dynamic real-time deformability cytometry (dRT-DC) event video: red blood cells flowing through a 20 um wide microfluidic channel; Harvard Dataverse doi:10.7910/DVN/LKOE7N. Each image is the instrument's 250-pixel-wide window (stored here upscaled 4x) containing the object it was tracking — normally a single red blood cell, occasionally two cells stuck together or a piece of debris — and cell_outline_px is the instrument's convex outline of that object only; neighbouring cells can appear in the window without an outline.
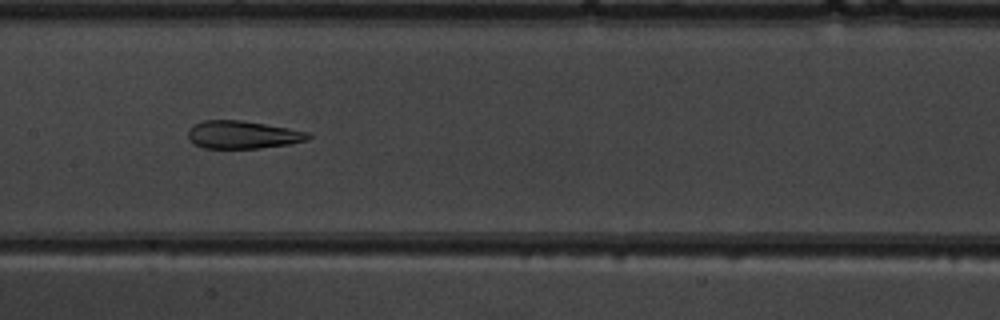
{"species": "common noctule bat (a hibernating species)", "species_latin": "Nyctalus noctula", "temperature_condition": "warm", "stored_images_in_passage": 46, "camera_frame_rate_fps": 3000, "um_per_image_px": 0.085, "animal": {"sex": "male", "body_mass_g": 19.5, "forearm_length_mm": 54.6}, "frame": {"image": 1, "passage_image": 21, "time_ms": 6.667, "image_size_px": [1000, 320], "cell_outline_px": [[312, 136], [308, 140], [288, 144], [260, 148], [204, 148], [196, 144], [188, 136], [188, 128], [192, 124], [204, 120], [240, 120], [312, 132]], "centroid_in_image_um": [20.65, 11.44], "position_along_channel_um": 186.7, "area_um2": 19.48}}
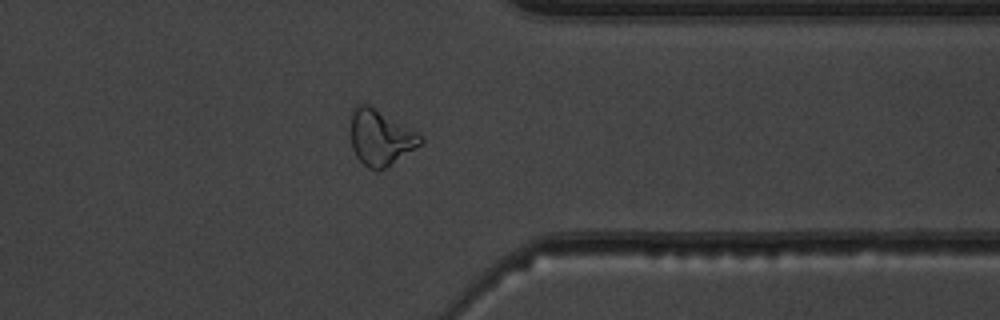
{"frame": {"image": 2, "passage_image": 36, "time_ms": 11.667, "image_size_px": [1000, 320], "cell_outline_px": [[424, 140], [420, 144], [384, 168], [376, 172], [368, 168], [356, 156], [352, 148], [352, 108], [356, 104], [368, 104], [424, 136]], "centroid_in_image_um": [32.32, 11.69], "position_along_channel_um": 379.1, "area_um2": 22.14}}
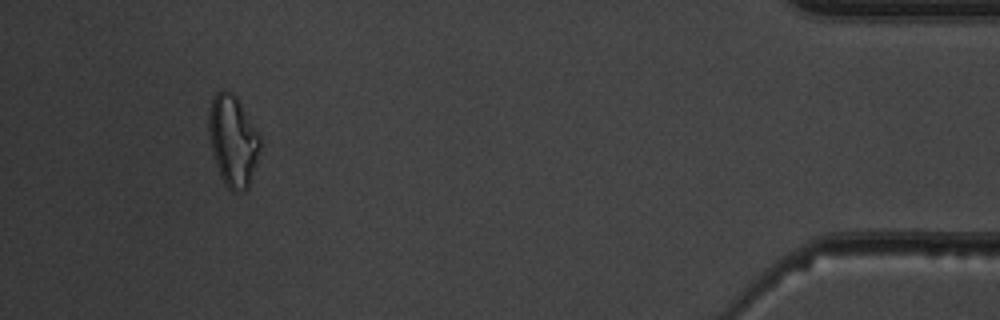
{"frame": {"image": 3, "passage_image": 43, "time_ms": 14.0, "image_size_px": [1000, 320], "cell_outline_px": [[260, 148], [248, 188], [244, 192], [232, 192], [224, 184], [220, 176], [212, 152], [208, 136], [208, 112], [212, 100], [216, 92], [224, 88], [232, 92], [236, 96], [260, 136]], "centroid_in_image_um": [19.77, 11.96], "position_along_channel_um": 415.4, "area_um2": 27.34}, "authors_computed_cell_mechanics": {"area_um2": 22.0507, "velocity_mm_per_s": 3.9482, "shape_relaxation_time_tau1_ms": 10.3773, "shape_relaxation_time_tau2_ms": 2.0642, "deformation_change_tau1": 0.2575, "deformation_change_tau2": 0.115}}